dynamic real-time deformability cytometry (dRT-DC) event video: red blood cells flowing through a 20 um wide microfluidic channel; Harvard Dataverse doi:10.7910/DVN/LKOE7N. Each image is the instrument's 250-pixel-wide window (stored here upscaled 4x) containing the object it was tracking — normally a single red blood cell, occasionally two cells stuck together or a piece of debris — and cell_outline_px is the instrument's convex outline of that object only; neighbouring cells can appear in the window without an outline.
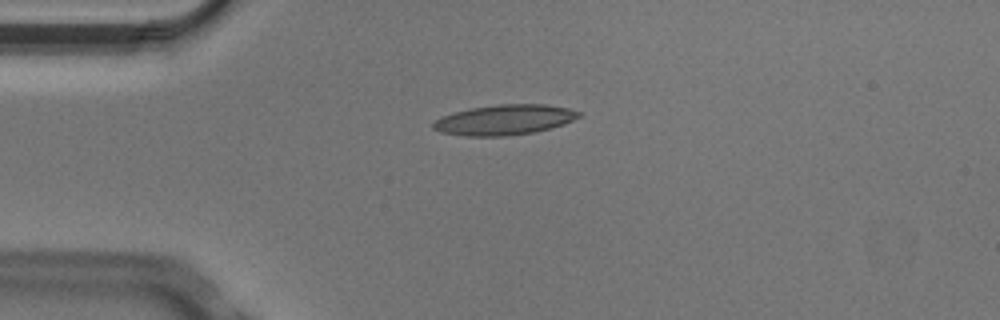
{"species": "Egyptian fruit bat (a non-hibernating species)", "species_latin": "Rousettus aegyptiacus", "temperature_condition": "cold", "stored_images_in_passage": 1, "camera_frame_rate_fps": 3000, "um_per_image_px": 0.085, "animal": {"sex": "male"}, "frame": {"image": 1, "passage_image": 1, "time_ms": 0.0, "image_size_px": [1000, 320], "cell_outline_px": [[580, 116], [564, 124], [532, 132], [504, 136], [464, 136], [440, 132], [432, 128], [432, 124], [440, 116], [452, 112], [472, 108], [500, 104], [544, 104], [568, 108], [580, 112]], "centroid_in_image_um": [42.82, 10.18], "position_along_channel_um": 42.2, "area_um2": 25.49}}